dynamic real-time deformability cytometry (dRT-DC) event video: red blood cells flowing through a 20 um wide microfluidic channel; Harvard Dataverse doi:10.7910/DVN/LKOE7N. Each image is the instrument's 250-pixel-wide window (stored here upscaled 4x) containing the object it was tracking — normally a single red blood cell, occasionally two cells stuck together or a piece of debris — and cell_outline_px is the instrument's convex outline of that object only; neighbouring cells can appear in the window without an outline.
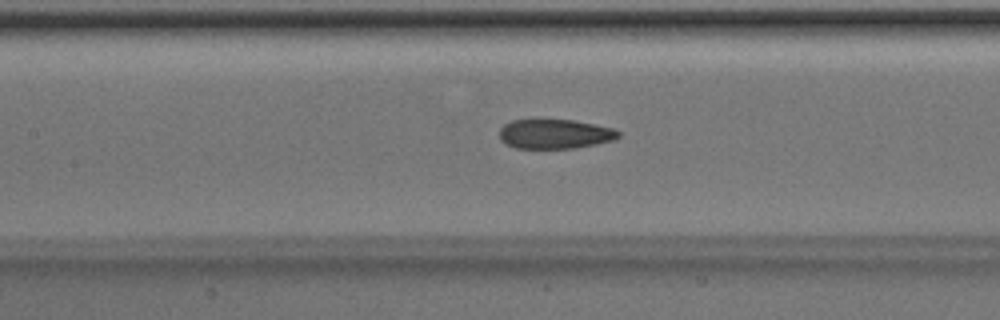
{"species": "Egyptian fruit bat (a non-hibernating species)", "species_latin": "Rousettus aegyptiacus", "temperature_condition": "room temperature", "stored_images_in_passage": 43, "camera_frame_rate_fps": 3000, "um_per_image_px": 0.085, "animal": {"sex": "male"}, "frame": {"image": 1, "passage_image": 23, "time_ms": 7.333, "image_size_px": [1000, 320], "cell_outline_px": [[620, 136], [616, 140], [576, 148], [516, 148], [504, 144], [500, 140], [500, 128], [504, 124], [512, 120], [536, 116], [572, 120], [612, 128], [620, 132]], "centroid_in_image_um": [47.1, 11.34], "position_along_channel_um": 160.3, "area_um2": 21.33}}
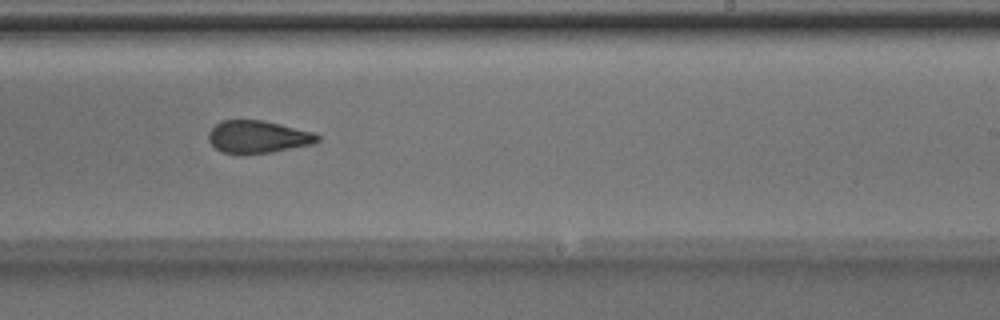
{"frame": {"image": 2, "passage_image": 31, "time_ms": 10.0, "image_size_px": [1000, 320], "cell_outline_px": [[320, 140], [316, 144], [272, 152], [240, 156], [220, 152], [208, 140], [208, 132], [220, 120], [260, 120], [316, 132], [320, 136]], "centroid_in_image_um": [21.93, 11.66], "position_along_channel_um": 267.1, "area_um2": 21.21}}
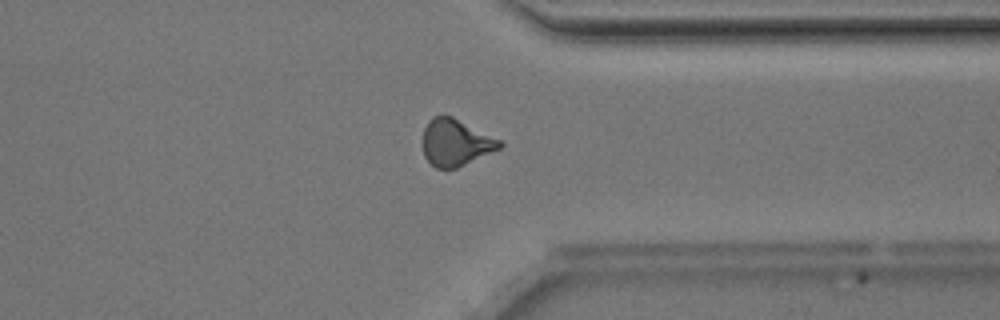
{"frame": {"image": 3, "passage_image": 39, "time_ms": 12.667, "image_size_px": [1000, 320], "cell_outline_px": [[504, 144], [500, 148], [456, 168], [436, 168], [424, 156], [424, 128], [428, 120], [432, 116], [452, 116], [500, 140]], "centroid_in_image_um": [38.72, 12.11], "position_along_channel_um": 372.7, "area_um2": 20.52}}